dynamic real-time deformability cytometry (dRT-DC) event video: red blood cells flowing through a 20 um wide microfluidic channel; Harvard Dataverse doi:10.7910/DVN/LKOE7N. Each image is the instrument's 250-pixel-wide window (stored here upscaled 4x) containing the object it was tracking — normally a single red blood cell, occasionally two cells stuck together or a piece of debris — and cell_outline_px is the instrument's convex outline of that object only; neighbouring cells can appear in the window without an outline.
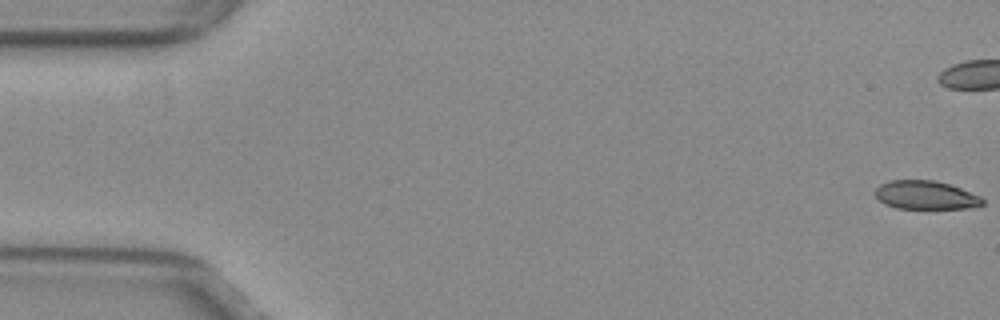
{"species": "common noctule bat (a hibernating species)", "species_latin": "Nyctalus noctula", "temperature_condition": "warm", "stored_images_in_passage": 43, "camera_frame_rate_fps": 3000, "um_per_image_px": 0.085, "animal": {"sex": "female", "body_mass_g": 29.2, "forearm_length_mm": 56.3}, "frame": {"image": 1, "passage_image": 1, "time_ms": 0.0, "image_size_px": [1000, 320], "cell_outline_px": [[984, 204], [968, 208], [896, 208], [884, 204], [876, 196], [876, 188], [880, 184], [888, 180], [936, 180], [952, 184], [980, 196], [984, 200]], "centroid_in_image_um": [78.69, 16.57], "position_along_channel_um": 6.3, "area_um2": 17.92}}
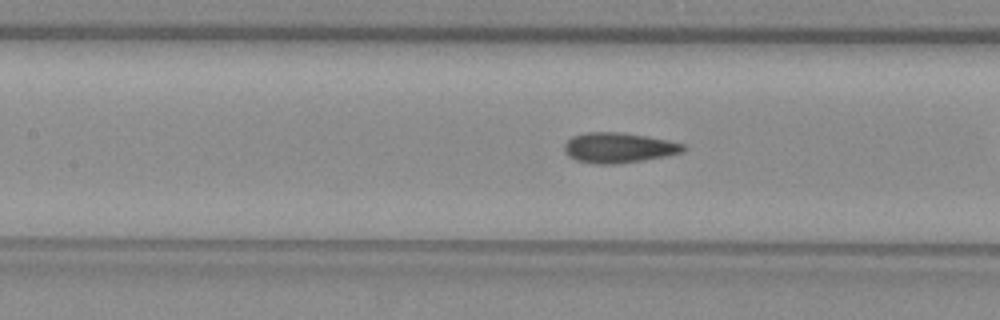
{"frame": {"image": 2, "passage_image": 24, "time_ms": 7.667, "image_size_px": [1000, 320], "cell_outline_px": [[688, 148], [684, 152], [668, 156], [644, 160], [616, 164], [596, 164], [576, 160], [568, 156], [564, 152], [564, 144], [572, 136], [588, 132], [616, 132], [644, 136], [668, 140], [684, 144]], "centroid_in_image_um": [52.6, 12.57], "position_along_channel_um": 154.8, "area_um2": 21.04}}
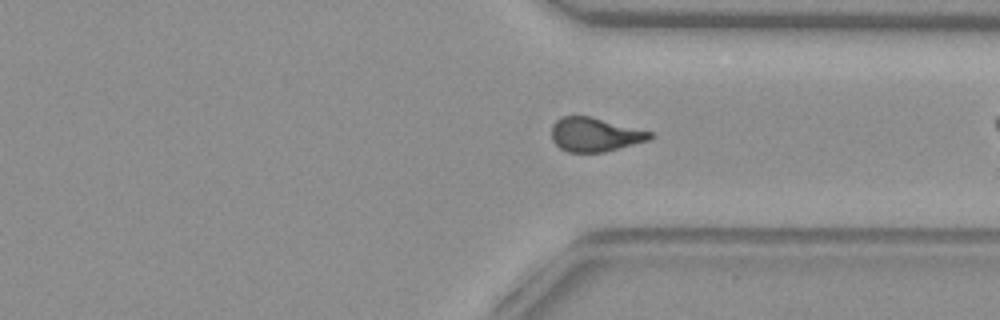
{"frame": {"image": 3, "passage_image": 40, "time_ms": 13.0, "image_size_px": [1000, 320], "cell_outline_px": [[652, 136], [648, 140], [604, 152], [568, 152], [560, 148], [552, 140], [552, 124], [560, 116], [588, 116], [652, 132]], "centroid_in_image_um": [50.51, 11.44], "position_along_channel_um": 360.9, "area_um2": 19.19}, "authors_computed_cell_mechanics": {"area_um2": 20.23, "velocity_mm_per_s": 3.8658, "shape_relaxation_time_tau1_ms": null, "shape_relaxation_time_tau2_ms": 1.563, "deformation_change_tau1": null, "deformation_change_tau2": 0.0693}}